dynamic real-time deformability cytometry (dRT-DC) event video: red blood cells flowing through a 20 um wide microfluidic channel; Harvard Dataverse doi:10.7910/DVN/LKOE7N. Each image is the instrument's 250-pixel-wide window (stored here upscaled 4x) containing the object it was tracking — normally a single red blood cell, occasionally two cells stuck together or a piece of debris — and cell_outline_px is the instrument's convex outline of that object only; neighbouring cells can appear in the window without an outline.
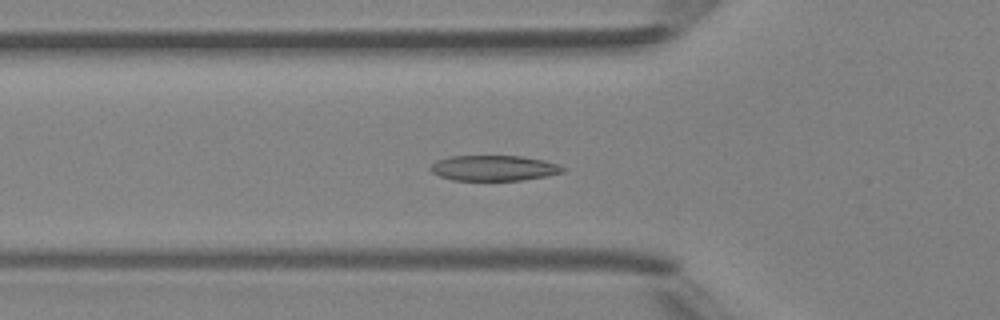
{"species": "Egyptian fruit bat (a non-hibernating species)", "species_latin": "Rousettus aegyptiacus", "temperature_condition": "room temperature", "stored_images_in_passage": 40, "camera_frame_rate_fps": 3000, "um_per_image_px": 0.085, "animal": {"sex": "female"}, "frame": {"image": 1, "passage_image": 9, "time_ms": 2.667, "image_size_px": [1000, 320], "cell_outline_px": [[564, 172], [524, 180], [452, 180], [440, 176], [432, 172], [428, 168], [436, 160], [448, 156], [520, 156], [544, 160], [560, 164], [564, 168]], "centroid_in_image_um": [41.96, 14.28], "position_along_channel_um": 83.8, "area_um2": 19.65}}
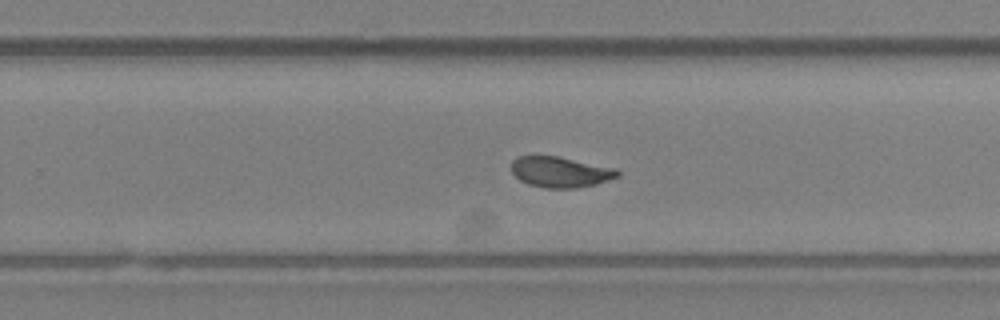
{"frame": {"image": 2, "passage_image": 23, "time_ms": 7.333, "image_size_px": [1000, 320], "cell_outline_px": [[620, 176], [596, 184], [576, 188], [544, 188], [528, 184], [520, 180], [512, 172], [512, 160], [516, 156], [556, 156], [616, 168], [620, 172]], "centroid_in_image_um": [47.63, 14.62], "position_along_channel_um": 282.2, "area_um2": 18.96}}
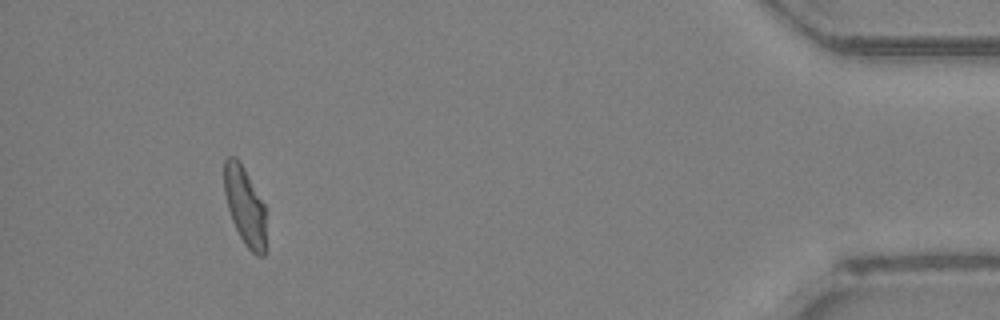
{"frame": {"image": 3, "passage_image": 37, "time_ms": 12.0, "image_size_px": [1000, 320], "cell_outline_px": [[264, 256], [256, 256], [244, 244], [232, 220], [228, 208], [224, 192], [224, 160], [228, 156], [236, 156], [244, 168], [264, 204]], "centroid_in_image_um": [20.78, 17.47], "position_along_channel_um": 414.4, "area_um2": 18.73}, "authors_computed_cell_mechanics": {"area_um2": 19.1029, "velocity_mm_per_s": 4.2641, "shape_relaxation_time_tau1_ms": 3.4506, "shape_relaxation_time_tau2_ms": 0.9047, "deformation_change_tau1": 0.1367, "deformation_change_tau2": 0.0695}}